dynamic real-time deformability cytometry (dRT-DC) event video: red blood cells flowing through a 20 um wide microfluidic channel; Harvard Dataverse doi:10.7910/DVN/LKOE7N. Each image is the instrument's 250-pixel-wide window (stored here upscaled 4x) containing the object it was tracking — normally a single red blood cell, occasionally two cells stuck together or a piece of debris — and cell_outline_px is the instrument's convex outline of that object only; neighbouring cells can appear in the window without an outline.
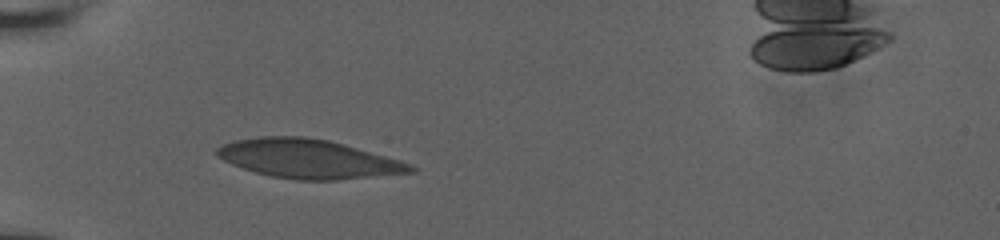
{"species": "human", "species_latin": "Homo sapiens", "temperature_condition": "room temperature", "stored_images_in_passage": 9, "camera_frame_rate_fps": 3000, "um_per_image_px": 0.085, "donor": {"sex": "male"}, "frame": {"image": 1, "passage_image": 6, "time_ms": 2.0, "image_size_px": [1000, 240], "cell_outline_px": [[420, 168], [416, 172], [336, 180], [296, 180], [272, 176], [256, 172], [232, 164], [216, 156], [216, 148], [224, 144], [236, 140], [260, 136], [304, 136], [328, 140], [344, 144], [400, 160], [412, 164]], "centroid_in_image_um": [26.25, 13.5], "position_along_channel_um": 58.7, "area_um2": 43.87}}
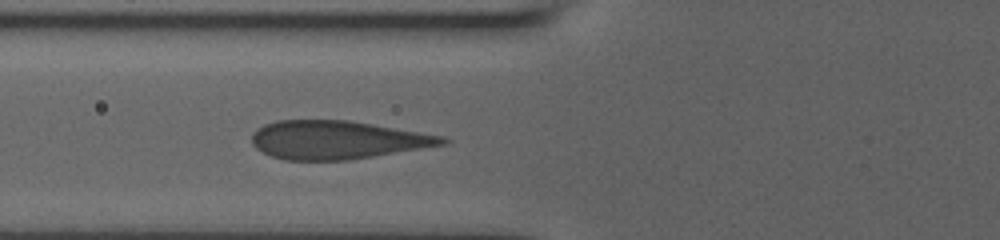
{"frame": {"image": 2, "passage_image": 9, "time_ms": 3.333, "image_size_px": [1000, 240], "cell_outline_px": [[452, 140], [448, 144], [348, 160], [284, 160], [272, 156], [256, 148], [252, 144], [252, 132], [264, 124], [276, 120], [348, 120], [444, 136]], "centroid_in_image_um": [28.66, 11.89], "position_along_channel_um": 97.1, "area_um2": 42.54}}